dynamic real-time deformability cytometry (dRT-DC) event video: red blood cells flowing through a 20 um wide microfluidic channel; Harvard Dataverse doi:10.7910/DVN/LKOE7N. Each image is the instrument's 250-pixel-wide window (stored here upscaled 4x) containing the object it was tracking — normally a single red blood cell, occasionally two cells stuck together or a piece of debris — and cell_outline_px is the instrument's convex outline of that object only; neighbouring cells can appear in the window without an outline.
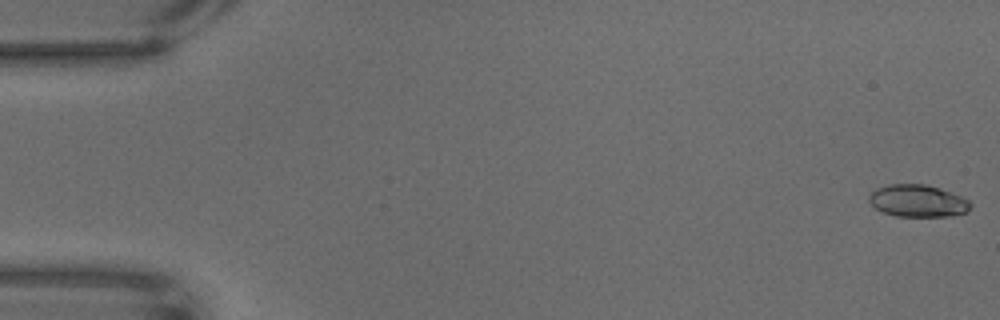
{"species": "common noctule bat (a hibernating species)", "species_latin": "Nyctalus noctula", "temperature_condition": "warm", "stored_images_in_passage": 16, "camera_frame_rate_fps": 3000, "um_per_image_px": 0.085, "animal": {"sex": "male", "body_mass_g": 18.8}, "frame": {"image": 1, "passage_image": 1, "time_ms": 0.0, "image_size_px": [1000, 320], "cell_outline_px": [[972, 204], [968, 212], [952, 216], [896, 216], [884, 212], [876, 208], [868, 200], [868, 196], [876, 188], [892, 184], [924, 184], [960, 196], [968, 200]], "centroid_in_image_um": [78.01, 17.08], "position_along_channel_um": 7.0, "area_um2": 18.79}}